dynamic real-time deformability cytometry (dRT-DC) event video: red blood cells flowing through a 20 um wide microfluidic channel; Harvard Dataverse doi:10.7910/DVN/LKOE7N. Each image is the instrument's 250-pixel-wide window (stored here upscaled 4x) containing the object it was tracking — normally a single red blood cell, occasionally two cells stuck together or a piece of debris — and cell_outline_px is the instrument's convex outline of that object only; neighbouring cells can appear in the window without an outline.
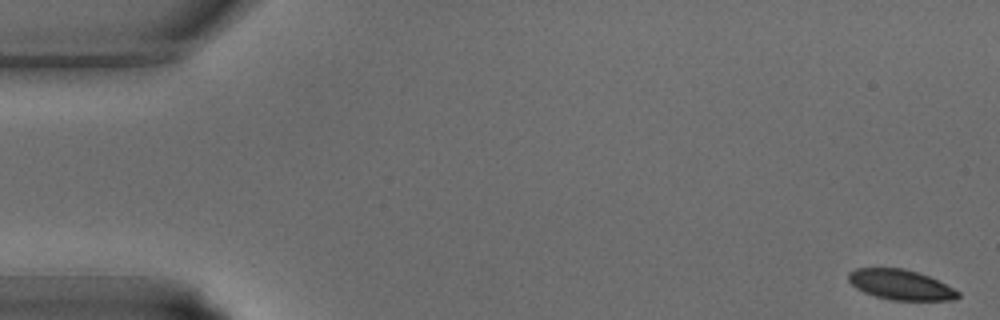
{"species": "common noctule bat (a hibernating species)", "species_latin": "Nyctalus noctula", "temperature_condition": "warm", "stored_images_in_passage": 39, "camera_frame_rate_fps": 3000, "um_per_image_px": 0.085, "animal": {"sex": "male", "body_mass_g": 15.6}, "frame": {"image": 1, "passage_image": 1, "time_ms": 0.0, "image_size_px": [1000, 320], "cell_outline_px": [[960, 296], [956, 300], [892, 300], [876, 296], [864, 292], [856, 288], [848, 280], [848, 272], [856, 268], [904, 268], [928, 276], [960, 292]], "centroid_in_image_um": [76.53, 24.2], "position_along_channel_um": 8.5, "area_um2": 19.07}}
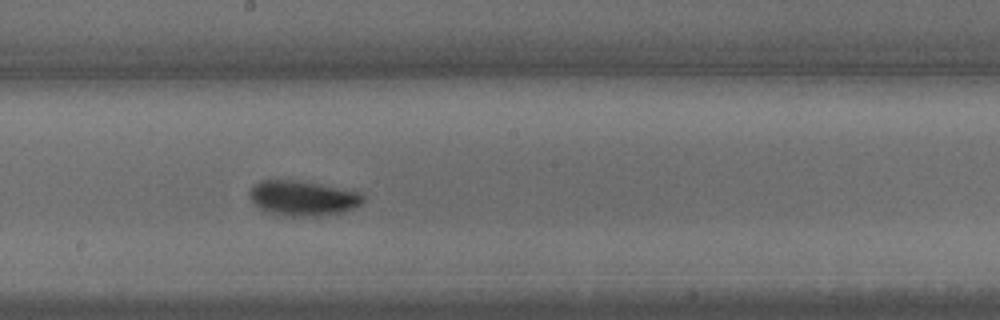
{"frame": {"image": 2, "passage_image": 21, "time_ms": 6.667, "image_size_px": [1000, 320], "cell_outline_px": [[364, 200], [360, 204], [344, 212], [320, 216], [284, 216], [260, 208], [252, 200], [248, 192], [260, 180], [296, 180], [320, 184], [360, 192], [364, 196]], "centroid_in_image_um": [25.77, 16.84], "position_along_channel_um": 222.4, "area_um2": 22.95}}
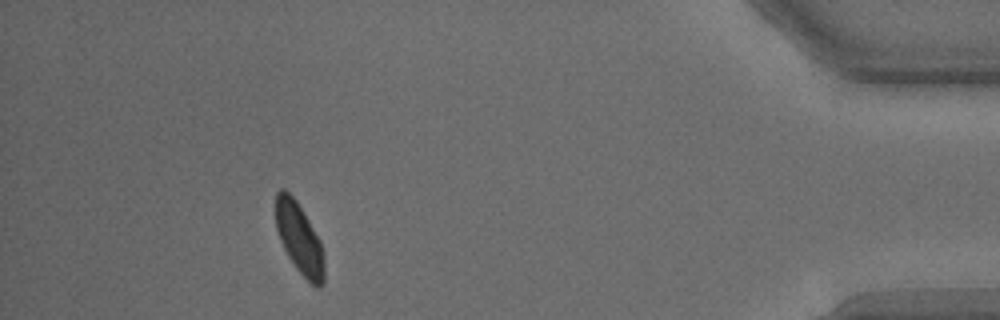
{"frame": {"image": 3, "passage_image": 35, "time_ms": 11.333, "image_size_px": [1000, 320], "cell_outline_px": [[324, 284], [320, 288], [316, 288], [296, 268], [288, 256], [280, 240], [276, 228], [276, 192], [280, 188], [284, 188], [296, 200], [320, 240], [324, 264]], "centroid_in_image_um": [25.44, 20.28], "position_along_channel_um": 409.8, "area_um2": 19.83}}